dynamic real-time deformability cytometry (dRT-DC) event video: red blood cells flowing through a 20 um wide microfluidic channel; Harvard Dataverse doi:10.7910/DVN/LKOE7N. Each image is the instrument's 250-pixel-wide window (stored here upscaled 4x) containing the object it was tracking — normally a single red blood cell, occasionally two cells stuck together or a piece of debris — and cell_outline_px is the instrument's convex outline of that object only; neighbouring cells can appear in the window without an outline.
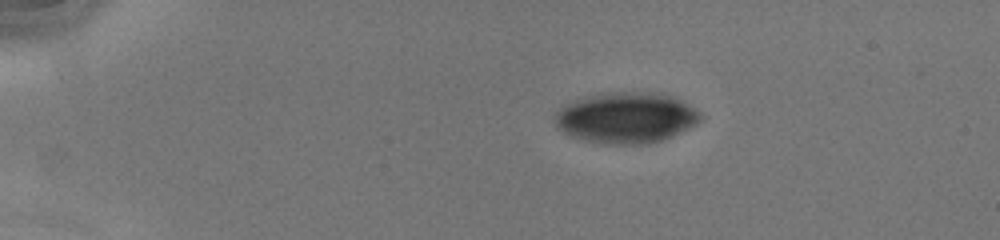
{"species": "human", "species_latin": "Homo sapiens", "temperature_condition": "cold", "stored_images_in_passage": 41, "camera_frame_rate_fps": 3000, "um_per_image_px": 0.085, "donor": {"sex": "male"}, "frame": {"image": 1, "passage_image": 1, "time_ms": 0.0, "image_size_px": [1000, 240], "cell_outline_px": [[704, 120], [672, 136], [648, 144], [604, 144], [584, 140], [568, 136], [556, 128], [556, 112], [564, 104], [584, 96], [612, 92], [640, 92], [672, 96], [684, 100], [700, 112], [704, 116]], "centroid_in_image_um": [53.22, 10.01], "position_along_channel_um": 31.8, "area_um2": 43.47}}
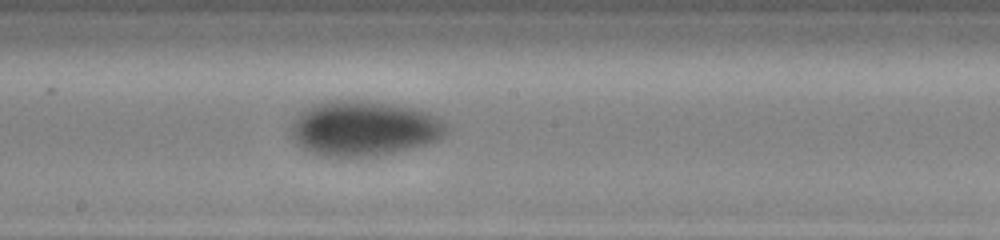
{"frame": {"image": 2, "passage_image": 20, "time_ms": 6.333, "image_size_px": [1000, 240], "cell_outline_px": [[448, 128], [444, 136], [428, 144], [376, 156], [324, 156], [308, 152], [296, 144], [292, 136], [292, 120], [300, 112], [316, 104], [328, 100], [368, 100], [412, 108], [428, 112], [436, 116]], "centroid_in_image_um": [30.91, 10.91], "position_along_channel_um": 217.3, "area_um2": 49.77}}
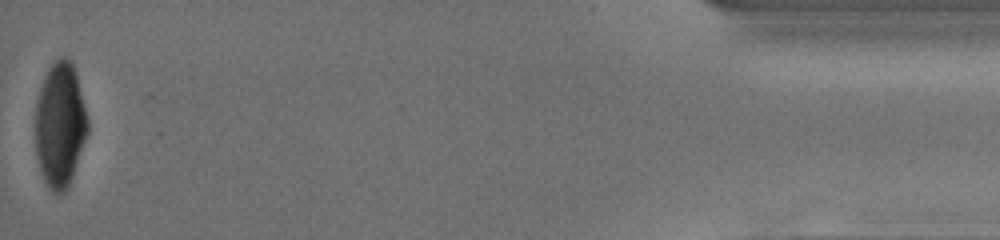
{"frame": {"image": 3, "passage_image": 41, "time_ms": 13.333, "image_size_px": [1000, 240], "cell_outline_px": [[88, 132], [72, 176], [64, 192], [56, 196], [48, 188], [40, 172], [36, 156], [36, 100], [44, 76], [48, 68], [60, 56], [68, 56], [72, 60], [76, 72], [88, 120]], "centroid_in_image_um": [5.09, 10.59], "position_along_channel_um": 430.1, "area_um2": 38.21}, "authors_computed_cell_mechanics": {"area_um2": 46.9336, "velocity_mm_per_s": 4.185, "shape_relaxation_time_tau1_ms": 2.3979, "shape_relaxation_time_tau2_ms": 3.0708, "deformation_change_tau1": 0.106, "deformation_change_tau2": 0.0573}}